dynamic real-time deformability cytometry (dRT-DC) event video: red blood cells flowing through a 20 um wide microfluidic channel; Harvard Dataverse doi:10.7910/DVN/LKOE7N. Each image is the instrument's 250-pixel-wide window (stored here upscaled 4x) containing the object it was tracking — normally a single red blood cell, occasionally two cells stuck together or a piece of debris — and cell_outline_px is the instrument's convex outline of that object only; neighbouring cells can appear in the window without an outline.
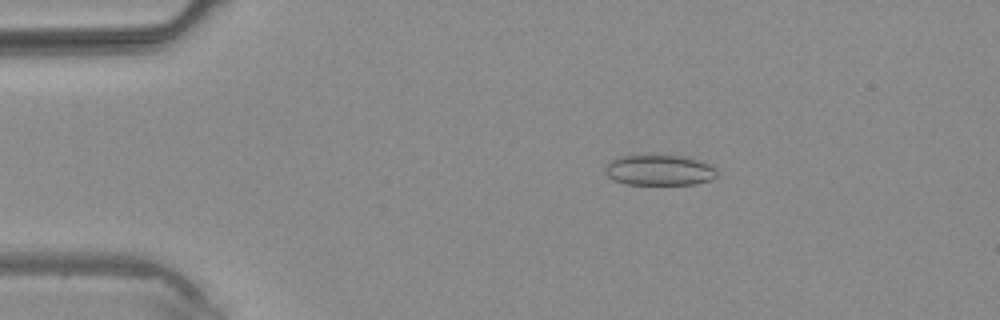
{"species": "common noctule bat (a hibernating species)", "species_latin": "Nyctalus noctula", "temperature_condition": "warm", "stored_images_in_passage": 2, "camera_frame_rate_fps": 3000, "um_per_image_px": 0.085, "animal": {"sex": "male", "body_mass_g": 20.4}, "frame": {"image": 1, "passage_image": 2, "time_ms": 1.0, "image_size_px": [1000, 320], "cell_outline_px": [[720, 172], [712, 180], [696, 184], [624, 184], [612, 180], [604, 172], [604, 164], [616, 156], [656, 152], [688, 156], [700, 160], [716, 168]], "centroid_in_image_um": [56.01, 14.4], "position_along_channel_um": 29.0, "area_um2": 21.33}}